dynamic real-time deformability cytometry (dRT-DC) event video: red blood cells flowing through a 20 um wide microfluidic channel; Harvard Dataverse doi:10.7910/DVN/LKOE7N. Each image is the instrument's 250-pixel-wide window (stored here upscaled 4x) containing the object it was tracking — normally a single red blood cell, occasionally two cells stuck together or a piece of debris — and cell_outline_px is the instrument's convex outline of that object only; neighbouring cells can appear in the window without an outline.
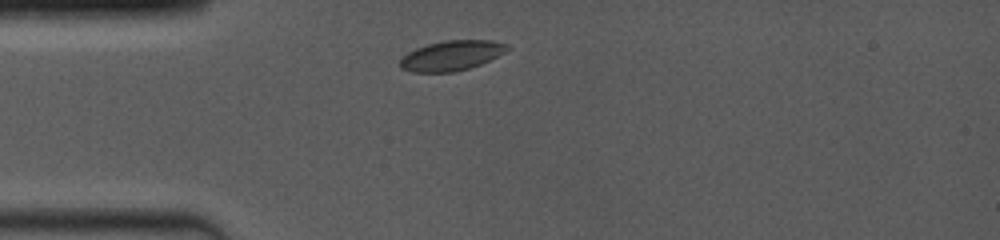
{"species": "common noctule bat (a hibernating species)", "species_latin": "Nyctalus noctula", "temperature_condition": "room temperature", "stored_images_in_passage": 4, "camera_frame_rate_fps": 4000, "um_per_image_px": 0.085, "animal": {"sex": "female", "body_mass_g": 19.0, "forearm_length_mm": 53.3}, "frame": {"image": 1, "passage_image": 1, "time_ms": 0.0, "image_size_px": [1000, 240], "cell_outline_px": [[512, 48], [480, 64], [468, 68], [452, 72], [412, 72], [400, 68], [400, 60], [408, 52], [416, 48], [428, 44], [444, 40], [492, 40], [508, 44]], "centroid_in_image_um": [38.38, 4.71], "position_along_channel_um": 46.6, "area_um2": 18.61}}
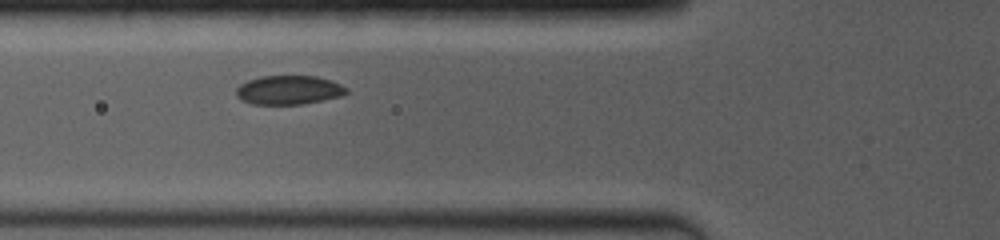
{"frame": {"image": 2, "passage_image": 3, "time_ms": 1.75, "image_size_px": [1000, 240], "cell_outline_px": [[348, 92], [340, 96], [324, 100], [300, 104], [252, 104], [240, 100], [236, 96], [236, 88], [240, 84], [248, 80], [260, 76], [316, 76], [332, 80], [348, 88]], "centroid_in_image_um": [24.53, 7.65], "position_along_channel_um": 101.3, "area_um2": 18.73}}